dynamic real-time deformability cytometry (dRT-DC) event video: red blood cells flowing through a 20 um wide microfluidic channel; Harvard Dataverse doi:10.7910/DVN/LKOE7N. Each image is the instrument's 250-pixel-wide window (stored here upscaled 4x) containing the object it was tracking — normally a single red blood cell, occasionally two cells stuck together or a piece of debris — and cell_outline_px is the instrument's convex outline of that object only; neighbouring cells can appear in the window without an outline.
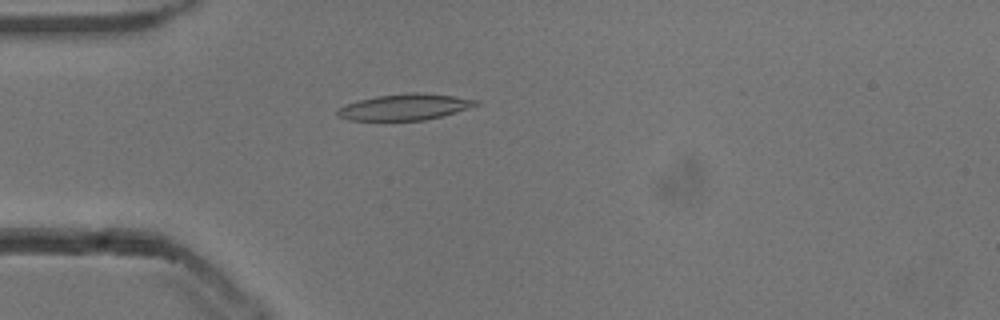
{"species": "common noctule bat (a hibernating species)", "species_latin": "Nyctalus noctula", "temperature_condition": "cold", "stored_images_in_passage": 53, "camera_frame_rate_fps": 3000, "um_per_image_px": 0.085, "animal": {"sex": "male", "body_mass_g": 13.3}, "frame": {"image": 1, "passage_image": 15, "time_ms": 4.667, "image_size_px": [1000, 320], "cell_outline_px": [[480, 104], [468, 108], [440, 116], [424, 120], [348, 120], [336, 116], [336, 112], [340, 108], [348, 104], [360, 100], [376, 96], [408, 92], [416, 92], [452, 96], [480, 100]], "centroid_in_image_um": [34.4, 9.09], "position_along_channel_um": 50.6, "area_um2": 20.81}}
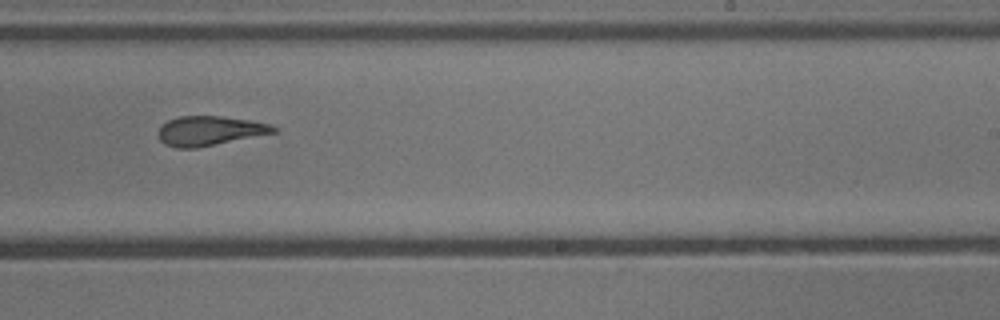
{"frame": {"image": 2, "passage_image": 33, "time_ms": 10.667, "image_size_px": [1000, 320], "cell_outline_px": [[276, 132], [196, 148], [176, 148], [164, 144], [160, 140], [156, 132], [168, 120], [180, 116], [220, 116], [248, 120], [268, 124], [276, 128]], "centroid_in_image_um": [17.75, 11.12], "position_along_channel_um": 271.2, "area_um2": 19.54}}
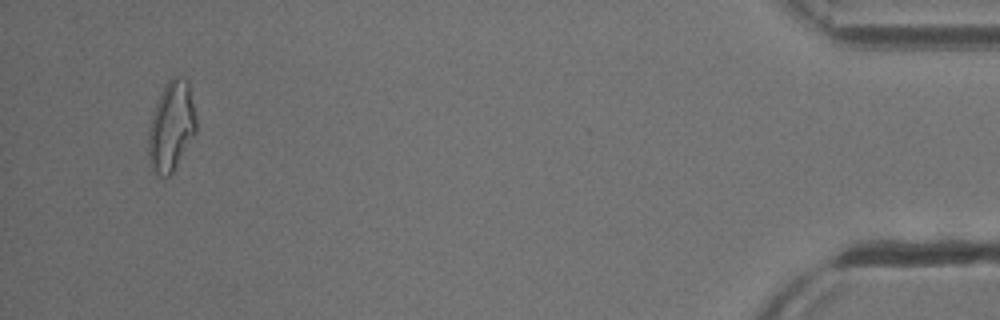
{"frame": {"image": 3, "passage_image": 51, "time_ms": 16.667, "image_size_px": [1000, 320], "cell_outline_px": [[196, 132], [172, 172], [168, 176], [160, 176], [152, 168], [148, 152], [148, 128], [152, 112], [156, 100], [164, 84], [172, 76], [176, 76], [188, 80], [196, 116]], "centroid_in_image_um": [14.55, 10.68], "position_along_channel_um": 420.7, "area_um2": 25.03}, "authors_computed_cell_mechanics": {"area_um2": 20.808, "velocity_mm_per_s": 3.8474, "shape_relaxation_time_tau1_ms": 6.3384, "shape_relaxation_time_tau2_ms": 2.5985, "deformation_change_tau1": 0.2041, "deformation_change_tau2": 0.116}}